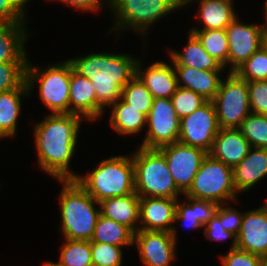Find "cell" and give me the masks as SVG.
I'll return each mask as SVG.
<instances>
[{
	"label": "cell",
	"mask_w": 267,
	"mask_h": 266,
	"mask_svg": "<svg viewBox=\"0 0 267 266\" xmlns=\"http://www.w3.org/2000/svg\"><path fill=\"white\" fill-rule=\"evenodd\" d=\"M83 121L76 114L50 113L33 129L38 165L57 181L75 180L78 176L71 171L70 162L77 148Z\"/></svg>",
	"instance_id": "6da1fadb"
},
{
	"label": "cell",
	"mask_w": 267,
	"mask_h": 266,
	"mask_svg": "<svg viewBox=\"0 0 267 266\" xmlns=\"http://www.w3.org/2000/svg\"><path fill=\"white\" fill-rule=\"evenodd\" d=\"M138 58L121 53H91L70 58L73 70L91 80L97 96V120L121 98L122 88L135 76Z\"/></svg>",
	"instance_id": "7a4b0ae2"
},
{
	"label": "cell",
	"mask_w": 267,
	"mask_h": 266,
	"mask_svg": "<svg viewBox=\"0 0 267 266\" xmlns=\"http://www.w3.org/2000/svg\"><path fill=\"white\" fill-rule=\"evenodd\" d=\"M60 227L64 239L90 241L101 214L100 204L76 180H59ZM98 205L99 208H95Z\"/></svg>",
	"instance_id": "3957f363"
},
{
	"label": "cell",
	"mask_w": 267,
	"mask_h": 266,
	"mask_svg": "<svg viewBox=\"0 0 267 266\" xmlns=\"http://www.w3.org/2000/svg\"><path fill=\"white\" fill-rule=\"evenodd\" d=\"M97 202L135 192L132 155L103 159L93 171L75 179Z\"/></svg>",
	"instance_id": "277c9868"
},
{
	"label": "cell",
	"mask_w": 267,
	"mask_h": 266,
	"mask_svg": "<svg viewBox=\"0 0 267 266\" xmlns=\"http://www.w3.org/2000/svg\"><path fill=\"white\" fill-rule=\"evenodd\" d=\"M132 154L135 192L140 197L179 199L177 188L164 155L158 149L138 147Z\"/></svg>",
	"instance_id": "5b68a950"
},
{
	"label": "cell",
	"mask_w": 267,
	"mask_h": 266,
	"mask_svg": "<svg viewBox=\"0 0 267 266\" xmlns=\"http://www.w3.org/2000/svg\"><path fill=\"white\" fill-rule=\"evenodd\" d=\"M73 67L71 63L61 61L48 65L46 68L39 67L27 62L26 82L31 93L35 85H38L40 100L54 113H69V88L70 76ZM38 83V84H36Z\"/></svg>",
	"instance_id": "8992f818"
},
{
	"label": "cell",
	"mask_w": 267,
	"mask_h": 266,
	"mask_svg": "<svg viewBox=\"0 0 267 266\" xmlns=\"http://www.w3.org/2000/svg\"><path fill=\"white\" fill-rule=\"evenodd\" d=\"M179 8L174 0H111L110 9L115 19L112 30L119 34L118 31L131 29L147 41L145 36L149 28Z\"/></svg>",
	"instance_id": "52a82bcc"
},
{
	"label": "cell",
	"mask_w": 267,
	"mask_h": 266,
	"mask_svg": "<svg viewBox=\"0 0 267 266\" xmlns=\"http://www.w3.org/2000/svg\"><path fill=\"white\" fill-rule=\"evenodd\" d=\"M237 195L233 168L208 153L184 196L226 204L237 201Z\"/></svg>",
	"instance_id": "ba28073f"
},
{
	"label": "cell",
	"mask_w": 267,
	"mask_h": 266,
	"mask_svg": "<svg viewBox=\"0 0 267 266\" xmlns=\"http://www.w3.org/2000/svg\"><path fill=\"white\" fill-rule=\"evenodd\" d=\"M212 101L220 128H239L252 113L247 81L240 79L234 72H228Z\"/></svg>",
	"instance_id": "9c48e42d"
},
{
	"label": "cell",
	"mask_w": 267,
	"mask_h": 266,
	"mask_svg": "<svg viewBox=\"0 0 267 266\" xmlns=\"http://www.w3.org/2000/svg\"><path fill=\"white\" fill-rule=\"evenodd\" d=\"M148 129L142 143L143 148L158 149L178 142L180 118L176 115L171 98H156L146 117Z\"/></svg>",
	"instance_id": "30bf717a"
},
{
	"label": "cell",
	"mask_w": 267,
	"mask_h": 266,
	"mask_svg": "<svg viewBox=\"0 0 267 266\" xmlns=\"http://www.w3.org/2000/svg\"><path fill=\"white\" fill-rule=\"evenodd\" d=\"M220 130L213 101H206L188 116L180 119L178 141L209 153Z\"/></svg>",
	"instance_id": "8fae6325"
},
{
	"label": "cell",
	"mask_w": 267,
	"mask_h": 266,
	"mask_svg": "<svg viewBox=\"0 0 267 266\" xmlns=\"http://www.w3.org/2000/svg\"><path fill=\"white\" fill-rule=\"evenodd\" d=\"M158 150L164 155L171 176L184 195L191 187L200 164L208 153L179 141L162 146Z\"/></svg>",
	"instance_id": "7c38bea8"
},
{
	"label": "cell",
	"mask_w": 267,
	"mask_h": 266,
	"mask_svg": "<svg viewBox=\"0 0 267 266\" xmlns=\"http://www.w3.org/2000/svg\"><path fill=\"white\" fill-rule=\"evenodd\" d=\"M263 27V24L242 23L238 16L227 26L229 72H234L263 46Z\"/></svg>",
	"instance_id": "4fadbf2b"
},
{
	"label": "cell",
	"mask_w": 267,
	"mask_h": 266,
	"mask_svg": "<svg viewBox=\"0 0 267 266\" xmlns=\"http://www.w3.org/2000/svg\"><path fill=\"white\" fill-rule=\"evenodd\" d=\"M176 244L171 232L138 230L134 234L133 245L145 266H171L177 258Z\"/></svg>",
	"instance_id": "5bb4252c"
},
{
	"label": "cell",
	"mask_w": 267,
	"mask_h": 266,
	"mask_svg": "<svg viewBox=\"0 0 267 266\" xmlns=\"http://www.w3.org/2000/svg\"><path fill=\"white\" fill-rule=\"evenodd\" d=\"M177 199L140 197L139 230L171 232L177 242V227L174 223Z\"/></svg>",
	"instance_id": "9a60e30c"
},
{
	"label": "cell",
	"mask_w": 267,
	"mask_h": 266,
	"mask_svg": "<svg viewBox=\"0 0 267 266\" xmlns=\"http://www.w3.org/2000/svg\"><path fill=\"white\" fill-rule=\"evenodd\" d=\"M238 249L264 258L267 255V202L243 212L242 224L236 238Z\"/></svg>",
	"instance_id": "2e32d148"
},
{
	"label": "cell",
	"mask_w": 267,
	"mask_h": 266,
	"mask_svg": "<svg viewBox=\"0 0 267 266\" xmlns=\"http://www.w3.org/2000/svg\"><path fill=\"white\" fill-rule=\"evenodd\" d=\"M157 61L145 70L140 58L137 60L135 76L148 88L152 97L171 98L178 88L177 75L173 62Z\"/></svg>",
	"instance_id": "e0dca14e"
},
{
	"label": "cell",
	"mask_w": 267,
	"mask_h": 266,
	"mask_svg": "<svg viewBox=\"0 0 267 266\" xmlns=\"http://www.w3.org/2000/svg\"><path fill=\"white\" fill-rule=\"evenodd\" d=\"M251 146L238 128H220L209 154L234 168L248 154Z\"/></svg>",
	"instance_id": "ac0fdd59"
},
{
	"label": "cell",
	"mask_w": 267,
	"mask_h": 266,
	"mask_svg": "<svg viewBox=\"0 0 267 266\" xmlns=\"http://www.w3.org/2000/svg\"><path fill=\"white\" fill-rule=\"evenodd\" d=\"M178 87L200 94L207 101H212L217 94L223 70H198L190 66L174 65Z\"/></svg>",
	"instance_id": "d6986e66"
},
{
	"label": "cell",
	"mask_w": 267,
	"mask_h": 266,
	"mask_svg": "<svg viewBox=\"0 0 267 266\" xmlns=\"http://www.w3.org/2000/svg\"><path fill=\"white\" fill-rule=\"evenodd\" d=\"M69 113L85 121L97 119V96L90 79L71 71L69 88Z\"/></svg>",
	"instance_id": "ffe728a7"
},
{
	"label": "cell",
	"mask_w": 267,
	"mask_h": 266,
	"mask_svg": "<svg viewBox=\"0 0 267 266\" xmlns=\"http://www.w3.org/2000/svg\"><path fill=\"white\" fill-rule=\"evenodd\" d=\"M267 176V149L251 147L246 157L233 168L238 194L245 192Z\"/></svg>",
	"instance_id": "44dd1931"
},
{
	"label": "cell",
	"mask_w": 267,
	"mask_h": 266,
	"mask_svg": "<svg viewBox=\"0 0 267 266\" xmlns=\"http://www.w3.org/2000/svg\"><path fill=\"white\" fill-rule=\"evenodd\" d=\"M101 214L128 227L134 234L139 230L140 196L134 192L126 196L107 198L99 202Z\"/></svg>",
	"instance_id": "7402d4cb"
},
{
	"label": "cell",
	"mask_w": 267,
	"mask_h": 266,
	"mask_svg": "<svg viewBox=\"0 0 267 266\" xmlns=\"http://www.w3.org/2000/svg\"><path fill=\"white\" fill-rule=\"evenodd\" d=\"M27 22L0 24V63L28 62L25 51Z\"/></svg>",
	"instance_id": "603a6c76"
},
{
	"label": "cell",
	"mask_w": 267,
	"mask_h": 266,
	"mask_svg": "<svg viewBox=\"0 0 267 266\" xmlns=\"http://www.w3.org/2000/svg\"><path fill=\"white\" fill-rule=\"evenodd\" d=\"M184 203L177 199L174 223L182 222L184 226L191 229L203 228L212 218L217 215L220 203L209 200L195 199L185 196Z\"/></svg>",
	"instance_id": "cb8c5ba5"
},
{
	"label": "cell",
	"mask_w": 267,
	"mask_h": 266,
	"mask_svg": "<svg viewBox=\"0 0 267 266\" xmlns=\"http://www.w3.org/2000/svg\"><path fill=\"white\" fill-rule=\"evenodd\" d=\"M31 96L27 82L18 89L0 92V139L14 137L17 133V121L21 112L22 97Z\"/></svg>",
	"instance_id": "d4e9b609"
},
{
	"label": "cell",
	"mask_w": 267,
	"mask_h": 266,
	"mask_svg": "<svg viewBox=\"0 0 267 266\" xmlns=\"http://www.w3.org/2000/svg\"><path fill=\"white\" fill-rule=\"evenodd\" d=\"M184 50L169 51L173 65L190 66L198 70H224V67L202 47L198 39L190 32Z\"/></svg>",
	"instance_id": "484cf974"
},
{
	"label": "cell",
	"mask_w": 267,
	"mask_h": 266,
	"mask_svg": "<svg viewBox=\"0 0 267 266\" xmlns=\"http://www.w3.org/2000/svg\"><path fill=\"white\" fill-rule=\"evenodd\" d=\"M199 20L204 24L203 30L226 29L238 16L236 15L233 0H199ZM192 3L194 0L191 1Z\"/></svg>",
	"instance_id": "4316f807"
},
{
	"label": "cell",
	"mask_w": 267,
	"mask_h": 266,
	"mask_svg": "<svg viewBox=\"0 0 267 266\" xmlns=\"http://www.w3.org/2000/svg\"><path fill=\"white\" fill-rule=\"evenodd\" d=\"M112 107V108H111ZM110 124L115 132L123 135H137L146 127V116L121 99L110 106Z\"/></svg>",
	"instance_id": "83f0119b"
},
{
	"label": "cell",
	"mask_w": 267,
	"mask_h": 266,
	"mask_svg": "<svg viewBox=\"0 0 267 266\" xmlns=\"http://www.w3.org/2000/svg\"><path fill=\"white\" fill-rule=\"evenodd\" d=\"M134 233L126 226L100 214L90 242H101L119 247L134 246Z\"/></svg>",
	"instance_id": "f1b7e54d"
},
{
	"label": "cell",
	"mask_w": 267,
	"mask_h": 266,
	"mask_svg": "<svg viewBox=\"0 0 267 266\" xmlns=\"http://www.w3.org/2000/svg\"><path fill=\"white\" fill-rule=\"evenodd\" d=\"M189 32L198 39L211 57L227 68L229 46L225 29L203 30L192 27Z\"/></svg>",
	"instance_id": "f546056e"
},
{
	"label": "cell",
	"mask_w": 267,
	"mask_h": 266,
	"mask_svg": "<svg viewBox=\"0 0 267 266\" xmlns=\"http://www.w3.org/2000/svg\"><path fill=\"white\" fill-rule=\"evenodd\" d=\"M58 263L46 261L44 266H93L91 242L65 239L60 248Z\"/></svg>",
	"instance_id": "4dcf8cb0"
},
{
	"label": "cell",
	"mask_w": 267,
	"mask_h": 266,
	"mask_svg": "<svg viewBox=\"0 0 267 266\" xmlns=\"http://www.w3.org/2000/svg\"><path fill=\"white\" fill-rule=\"evenodd\" d=\"M120 99L132 108L142 112L146 117L154 100L151 92L136 76L122 88Z\"/></svg>",
	"instance_id": "1f68e13d"
},
{
	"label": "cell",
	"mask_w": 267,
	"mask_h": 266,
	"mask_svg": "<svg viewBox=\"0 0 267 266\" xmlns=\"http://www.w3.org/2000/svg\"><path fill=\"white\" fill-rule=\"evenodd\" d=\"M238 129L251 147L267 149V116L250 113Z\"/></svg>",
	"instance_id": "d6a6232c"
},
{
	"label": "cell",
	"mask_w": 267,
	"mask_h": 266,
	"mask_svg": "<svg viewBox=\"0 0 267 266\" xmlns=\"http://www.w3.org/2000/svg\"><path fill=\"white\" fill-rule=\"evenodd\" d=\"M234 73L247 82L267 80V48L263 45L247 61L240 65Z\"/></svg>",
	"instance_id": "836d02e7"
},
{
	"label": "cell",
	"mask_w": 267,
	"mask_h": 266,
	"mask_svg": "<svg viewBox=\"0 0 267 266\" xmlns=\"http://www.w3.org/2000/svg\"><path fill=\"white\" fill-rule=\"evenodd\" d=\"M27 62L0 63V92L18 89L26 81Z\"/></svg>",
	"instance_id": "e575fe53"
},
{
	"label": "cell",
	"mask_w": 267,
	"mask_h": 266,
	"mask_svg": "<svg viewBox=\"0 0 267 266\" xmlns=\"http://www.w3.org/2000/svg\"><path fill=\"white\" fill-rule=\"evenodd\" d=\"M171 101L176 115L181 119L193 113L207 100L192 90L178 87L171 96Z\"/></svg>",
	"instance_id": "d590c367"
},
{
	"label": "cell",
	"mask_w": 267,
	"mask_h": 266,
	"mask_svg": "<svg viewBox=\"0 0 267 266\" xmlns=\"http://www.w3.org/2000/svg\"><path fill=\"white\" fill-rule=\"evenodd\" d=\"M122 248L108 243L91 242L93 266H122Z\"/></svg>",
	"instance_id": "8d00e7d4"
},
{
	"label": "cell",
	"mask_w": 267,
	"mask_h": 266,
	"mask_svg": "<svg viewBox=\"0 0 267 266\" xmlns=\"http://www.w3.org/2000/svg\"><path fill=\"white\" fill-rule=\"evenodd\" d=\"M27 3L29 0H0V24L28 22Z\"/></svg>",
	"instance_id": "74e56055"
},
{
	"label": "cell",
	"mask_w": 267,
	"mask_h": 266,
	"mask_svg": "<svg viewBox=\"0 0 267 266\" xmlns=\"http://www.w3.org/2000/svg\"><path fill=\"white\" fill-rule=\"evenodd\" d=\"M247 86L251 112L267 116V80L249 81Z\"/></svg>",
	"instance_id": "f35d334b"
},
{
	"label": "cell",
	"mask_w": 267,
	"mask_h": 266,
	"mask_svg": "<svg viewBox=\"0 0 267 266\" xmlns=\"http://www.w3.org/2000/svg\"><path fill=\"white\" fill-rule=\"evenodd\" d=\"M226 255H221L222 266H263V258L238 248L229 249Z\"/></svg>",
	"instance_id": "ab89813d"
},
{
	"label": "cell",
	"mask_w": 267,
	"mask_h": 266,
	"mask_svg": "<svg viewBox=\"0 0 267 266\" xmlns=\"http://www.w3.org/2000/svg\"><path fill=\"white\" fill-rule=\"evenodd\" d=\"M216 216L220 219L224 229L237 237L241 229L243 212L226 203L220 205Z\"/></svg>",
	"instance_id": "60d3db41"
},
{
	"label": "cell",
	"mask_w": 267,
	"mask_h": 266,
	"mask_svg": "<svg viewBox=\"0 0 267 266\" xmlns=\"http://www.w3.org/2000/svg\"><path fill=\"white\" fill-rule=\"evenodd\" d=\"M204 235L208 240L212 241H224L228 238H232V244L230 249H235L237 247L236 236L224 229L220 219L215 216L207 224L204 225Z\"/></svg>",
	"instance_id": "b9f144b4"
},
{
	"label": "cell",
	"mask_w": 267,
	"mask_h": 266,
	"mask_svg": "<svg viewBox=\"0 0 267 266\" xmlns=\"http://www.w3.org/2000/svg\"><path fill=\"white\" fill-rule=\"evenodd\" d=\"M56 1H61L63 2V4H66L70 7L72 6V8L85 12L99 11L101 10L100 8L104 4H105L104 6H108L109 9L111 7V0H56Z\"/></svg>",
	"instance_id": "7bdbcfd3"
},
{
	"label": "cell",
	"mask_w": 267,
	"mask_h": 266,
	"mask_svg": "<svg viewBox=\"0 0 267 266\" xmlns=\"http://www.w3.org/2000/svg\"><path fill=\"white\" fill-rule=\"evenodd\" d=\"M174 1L180 6V8H183L185 6H189L192 0H174Z\"/></svg>",
	"instance_id": "ee69618b"
},
{
	"label": "cell",
	"mask_w": 267,
	"mask_h": 266,
	"mask_svg": "<svg viewBox=\"0 0 267 266\" xmlns=\"http://www.w3.org/2000/svg\"><path fill=\"white\" fill-rule=\"evenodd\" d=\"M263 45L267 48V25L263 27Z\"/></svg>",
	"instance_id": "f6af8a7d"
},
{
	"label": "cell",
	"mask_w": 267,
	"mask_h": 266,
	"mask_svg": "<svg viewBox=\"0 0 267 266\" xmlns=\"http://www.w3.org/2000/svg\"><path fill=\"white\" fill-rule=\"evenodd\" d=\"M265 4H264V18H265V22H264V24L263 25H267V0H265V2H264Z\"/></svg>",
	"instance_id": "bcb514c9"
},
{
	"label": "cell",
	"mask_w": 267,
	"mask_h": 266,
	"mask_svg": "<svg viewBox=\"0 0 267 266\" xmlns=\"http://www.w3.org/2000/svg\"><path fill=\"white\" fill-rule=\"evenodd\" d=\"M263 266H267V255L263 258Z\"/></svg>",
	"instance_id": "7dc6e473"
}]
</instances>
